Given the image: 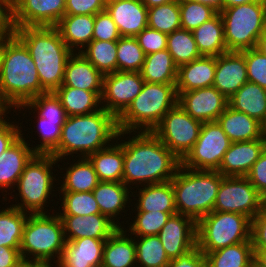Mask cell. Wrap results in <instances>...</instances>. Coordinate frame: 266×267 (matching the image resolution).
Instances as JSON below:
<instances>
[{
    "instance_id": "obj_1",
    "label": "cell",
    "mask_w": 266,
    "mask_h": 267,
    "mask_svg": "<svg viewBox=\"0 0 266 267\" xmlns=\"http://www.w3.org/2000/svg\"><path fill=\"white\" fill-rule=\"evenodd\" d=\"M127 141L120 140L124 151L122 182L142 186L170 181L181 165V160L171 152L152 132L135 131ZM137 133V134H136ZM139 183V184H138Z\"/></svg>"
},
{
    "instance_id": "obj_2",
    "label": "cell",
    "mask_w": 266,
    "mask_h": 267,
    "mask_svg": "<svg viewBox=\"0 0 266 267\" xmlns=\"http://www.w3.org/2000/svg\"><path fill=\"white\" fill-rule=\"evenodd\" d=\"M118 132L117 118L104 108L86 115L67 116L59 144L50 154L61 163L78 152L79 158L88 157L115 142Z\"/></svg>"
},
{
    "instance_id": "obj_3",
    "label": "cell",
    "mask_w": 266,
    "mask_h": 267,
    "mask_svg": "<svg viewBox=\"0 0 266 267\" xmlns=\"http://www.w3.org/2000/svg\"><path fill=\"white\" fill-rule=\"evenodd\" d=\"M46 93L25 45L14 35L5 45L0 72V101L11 112ZM13 107V108H12Z\"/></svg>"
},
{
    "instance_id": "obj_4",
    "label": "cell",
    "mask_w": 266,
    "mask_h": 267,
    "mask_svg": "<svg viewBox=\"0 0 266 267\" xmlns=\"http://www.w3.org/2000/svg\"><path fill=\"white\" fill-rule=\"evenodd\" d=\"M14 35L28 49L39 74L41 87L54 92L64 79L65 66L73 52L56 27L14 28Z\"/></svg>"
},
{
    "instance_id": "obj_5",
    "label": "cell",
    "mask_w": 266,
    "mask_h": 267,
    "mask_svg": "<svg viewBox=\"0 0 266 267\" xmlns=\"http://www.w3.org/2000/svg\"><path fill=\"white\" fill-rule=\"evenodd\" d=\"M222 180L223 175L218 171L194 170L180 165L171 179L177 214L197 222L211 213Z\"/></svg>"
},
{
    "instance_id": "obj_6",
    "label": "cell",
    "mask_w": 266,
    "mask_h": 267,
    "mask_svg": "<svg viewBox=\"0 0 266 267\" xmlns=\"http://www.w3.org/2000/svg\"><path fill=\"white\" fill-rule=\"evenodd\" d=\"M178 102L176 84L144 82L140 94L117 118L119 131H150Z\"/></svg>"
},
{
    "instance_id": "obj_7",
    "label": "cell",
    "mask_w": 266,
    "mask_h": 267,
    "mask_svg": "<svg viewBox=\"0 0 266 267\" xmlns=\"http://www.w3.org/2000/svg\"><path fill=\"white\" fill-rule=\"evenodd\" d=\"M55 214L52 211V214L28 215L20 243L22 259L40 262L45 267L54 266L51 262L55 265L59 262L66 239L63 222L57 212Z\"/></svg>"
},
{
    "instance_id": "obj_8",
    "label": "cell",
    "mask_w": 266,
    "mask_h": 267,
    "mask_svg": "<svg viewBox=\"0 0 266 267\" xmlns=\"http://www.w3.org/2000/svg\"><path fill=\"white\" fill-rule=\"evenodd\" d=\"M56 164L58 160L51 154H35L26 164L15 187L21 203L15 200L16 204L12 206L29 214L50 213L45 208L50 203V195L57 196L52 193L56 189L54 181L57 178L52 172Z\"/></svg>"
},
{
    "instance_id": "obj_9",
    "label": "cell",
    "mask_w": 266,
    "mask_h": 267,
    "mask_svg": "<svg viewBox=\"0 0 266 267\" xmlns=\"http://www.w3.org/2000/svg\"><path fill=\"white\" fill-rule=\"evenodd\" d=\"M219 13L228 52L256 48L266 29V0L224 8Z\"/></svg>"
},
{
    "instance_id": "obj_10",
    "label": "cell",
    "mask_w": 266,
    "mask_h": 267,
    "mask_svg": "<svg viewBox=\"0 0 266 267\" xmlns=\"http://www.w3.org/2000/svg\"><path fill=\"white\" fill-rule=\"evenodd\" d=\"M196 235L199 250L210 253L251 241V219L239 213L212 211L197 221Z\"/></svg>"
},
{
    "instance_id": "obj_11",
    "label": "cell",
    "mask_w": 266,
    "mask_h": 267,
    "mask_svg": "<svg viewBox=\"0 0 266 267\" xmlns=\"http://www.w3.org/2000/svg\"><path fill=\"white\" fill-rule=\"evenodd\" d=\"M202 124L176 104L152 133L182 161L196 143Z\"/></svg>"
},
{
    "instance_id": "obj_12",
    "label": "cell",
    "mask_w": 266,
    "mask_h": 267,
    "mask_svg": "<svg viewBox=\"0 0 266 267\" xmlns=\"http://www.w3.org/2000/svg\"><path fill=\"white\" fill-rule=\"evenodd\" d=\"M230 144V139L217 121L205 122L196 143L181 165L194 170L218 171Z\"/></svg>"
},
{
    "instance_id": "obj_13",
    "label": "cell",
    "mask_w": 266,
    "mask_h": 267,
    "mask_svg": "<svg viewBox=\"0 0 266 267\" xmlns=\"http://www.w3.org/2000/svg\"><path fill=\"white\" fill-rule=\"evenodd\" d=\"M263 199L245 176H223L213 211L239 213L252 220L263 209Z\"/></svg>"
},
{
    "instance_id": "obj_14",
    "label": "cell",
    "mask_w": 266,
    "mask_h": 267,
    "mask_svg": "<svg viewBox=\"0 0 266 267\" xmlns=\"http://www.w3.org/2000/svg\"><path fill=\"white\" fill-rule=\"evenodd\" d=\"M144 82L140 72L116 71L104 75L102 108L118 118L140 94Z\"/></svg>"
},
{
    "instance_id": "obj_15",
    "label": "cell",
    "mask_w": 266,
    "mask_h": 267,
    "mask_svg": "<svg viewBox=\"0 0 266 267\" xmlns=\"http://www.w3.org/2000/svg\"><path fill=\"white\" fill-rule=\"evenodd\" d=\"M66 0H17L12 6L14 28L55 27L65 15Z\"/></svg>"
},
{
    "instance_id": "obj_16",
    "label": "cell",
    "mask_w": 266,
    "mask_h": 267,
    "mask_svg": "<svg viewBox=\"0 0 266 267\" xmlns=\"http://www.w3.org/2000/svg\"><path fill=\"white\" fill-rule=\"evenodd\" d=\"M177 104L202 123L216 121L228 106V99L215 87L177 93Z\"/></svg>"
},
{
    "instance_id": "obj_17",
    "label": "cell",
    "mask_w": 266,
    "mask_h": 267,
    "mask_svg": "<svg viewBox=\"0 0 266 267\" xmlns=\"http://www.w3.org/2000/svg\"><path fill=\"white\" fill-rule=\"evenodd\" d=\"M197 222L186 215L169 217L158 237L169 259H175L197 246Z\"/></svg>"
},
{
    "instance_id": "obj_18",
    "label": "cell",
    "mask_w": 266,
    "mask_h": 267,
    "mask_svg": "<svg viewBox=\"0 0 266 267\" xmlns=\"http://www.w3.org/2000/svg\"><path fill=\"white\" fill-rule=\"evenodd\" d=\"M246 82L247 65L241 52H226L216 57L213 87L229 99Z\"/></svg>"
},
{
    "instance_id": "obj_19",
    "label": "cell",
    "mask_w": 266,
    "mask_h": 267,
    "mask_svg": "<svg viewBox=\"0 0 266 267\" xmlns=\"http://www.w3.org/2000/svg\"><path fill=\"white\" fill-rule=\"evenodd\" d=\"M266 148V139L231 142L218 172L223 176H246Z\"/></svg>"
},
{
    "instance_id": "obj_20",
    "label": "cell",
    "mask_w": 266,
    "mask_h": 267,
    "mask_svg": "<svg viewBox=\"0 0 266 267\" xmlns=\"http://www.w3.org/2000/svg\"><path fill=\"white\" fill-rule=\"evenodd\" d=\"M63 222L66 240L83 237L93 239H108L119 227L107 216L101 213L86 216L59 215Z\"/></svg>"
},
{
    "instance_id": "obj_21",
    "label": "cell",
    "mask_w": 266,
    "mask_h": 267,
    "mask_svg": "<svg viewBox=\"0 0 266 267\" xmlns=\"http://www.w3.org/2000/svg\"><path fill=\"white\" fill-rule=\"evenodd\" d=\"M121 36L135 37L148 27V8L141 0H120L106 6Z\"/></svg>"
},
{
    "instance_id": "obj_22",
    "label": "cell",
    "mask_w": 266,
    "mask_h": 267,
    "mask_svg": "<svg viewBox=\"0 0 266 267\" xmlns=\"http://www.w3.org/2000/svg\"><path fill=\"white\" fill-rule=\"evenodd\" d=\"M105 241L90 237L66 240L62 256L55 267L101 266Z\"/></svg>"
},
{
    "instance_id": "obj_23",
    "label": "cell",
    "mask_w": 266,
    "mask_h": 267,
    "mask_svg": "<svg viewBox=\"0 0 266 267\" xmlns=\"http://www.w3.org/2000/svg\"><path fill=\"white\" fill-rule=\"evenodd\" d=\"M23 134L0 156V190L8 192L18 183L26 164L36 154L23 138Z\"/></svg>"
},
{
    "instance_id": "obj_24",
    "label": "cell",
    "mask_w": 266,
    "mask_h": 267,
    "mask_svg": "<svg viewBox=\"0 0 266 267\" xmlns=\"http://www.w3.org/2000/svg\"><path fill=\"white\" fill-rule=\"evenodd\" d=\"M131 190L132 189L127 187L123 182L100 181L92 191L100 213L107 216L118 227H123L118 221V216L121 215V212L126 213V205L130 200L132 201L130 197H136ZM130 192L132 195L129 194Z\"/></svg>"
},
{
    "instance_id": "obj_25",
    "label": "cell",
    "mask_w": 266,
    "mask_h": 267,
    "mask_svg": "<svg viewBox=\"0 0 266 267\" xmlns=\"http://www.w3.org/2000/svg\"><path fill=\"white\" fill-rule=\"evenodd\" d=\"M104 75L79 52L67 60L63 83L60 87H73L91 92H103Z\"/></svg>"
},
{
    "instance_id": "obj_26",
    "label": "cell",
    "mask_w": 266,
    "mask_h": 267,
    "mask_svg": "<svg viewBox=\"0 0 266 267\" xmlns=\"http://www.w3.org/2000/svg\"><path fill=\"white\" fill-rule=\"evenodd\" d=\"M215 72V56H201L178 67L176 80L177 93L213 86Z\"/></svg>"
},
{
    "instance_id": "obj_27",
    "label": "cell",
    "mask_w": 266,
    "mask_h": 267,
    "mask_svg": "<svg viewBox=\"0 0 266 267\" xmlns=\"http://www.w3.org/2000/svg\"><path fill=\"white\" fill-rule=\"evenodd\" d=\"M125 134L126 132L119 131L115 143L87 157L93 165L99 181L122 182L124 151L121 141L118 142V140L126 136Z\"/></svg>"
},
{
    "instance_id": "obj_28",
    "label": "cell",
    "mask_w": 266,
    "mask_h": 267,
    "mask_svg": "<svg viewBox=\"0 0 266 267\" xmlns=\"http://www.w3.org/2000/svg\"><path fill=\"white\" fill-rule=\"evenodd\" d=\"M94 22L95 15H64L55 27L68 48L76 53L93 40Z\"/></svg>"
},
{
    "instance_id": "obj_29",
    "label": "cell",
    "mask_w": 266,
    "mask_h": 267,
    "mask_svg": "<svg viewBox=\"0 0 266 267\" xmlns=\"http://www.w3.org/2000/svg\"><path fill=\"white\" fill-rule=\"evenodd\" d=\"M119 227L108 239L103 248V267H137L134 237Z\"/></svg>"
},
{
    "instance_id": "obj_30",
    "label": "cell",
    "mask_w": 266,
    "mask_h": 267,
    "mask_svg": "<svg viewBox=\"0 0 266 267\" xmlns=\"http://www.w3.org/2000/svg\"><path fill=\"white\" fill-rule=\"evenodd\" d=\"M231 142L261 139L262 123L245 113L227 106L216 120Z\"/></svg>"
},
{
    "instance_id": "obj_31",
    "label": "cell",
    "mask_w": 266,
    "mask_h": 267,
    "mask_svg": "<svg viewBox=\"0 0 266 267\" xmlns=\"http://www.w3.org/2000/svg\"><path fill=\"white\" fill-rule=\"evenodd\" d=\"M139 191L138 202L135 203L136 211H162L167 212L171 216L177 214L174 199V189L172 182L167 181L157 184L144 185L143 188H137Z\"/></svg>"
},
{
    "instance_id": "obj_32",
    "label": "cell",
    "mask_w": 266,
    "mask_h": 267,
    "mask_svg": "<svg viewBox=\"0 0 266 267\" xmlns=\"http://www.w3.org/2000/svg\"><path fill=\"white\" fill-rule=\"evenodd\" d=\"M228 106L262 123L266 118V89L246 82L228 99Z\"/></svg>"
},
{
    "instance_id": "obj_33",
    "label": "cell",
    "mask_w": 266,
    "mask_h": 267,
    "mask_svg": "<svg viewBox=\"0 0 266 267\" xmlns=\"http://www.w3.org/2000/svg\"><path fill=\"white\" fill-rule=\"evenodd\" d=\"M54 93L59 98L67 116L86 115L102 109V92L59 87Z\"/></svg>"
},
{
    "instance_id": "obj_34",
    "label": "cell",
    "mask_w": 266,
    "mask_h": 267,
    "mask_svg": "<svg viewBox=\"0 0 266 267\" xmlns=\"http://www.w3.org/2000/svg\"><path fill=\"white\" fill-rule=\"evenodd\" d=\"M73 161L75 163L68 167L60 168L65 169L66 173L63 174V183H59L61 186L57 187L58 192H92L100 181L90 160L87 157H78L77 161Z\"/></svg>"
},
{
    "instance_id": "obj_35",
    "label": "cell",
    "mask_w": 266,
    "mask_h": 267,
    "mask_svg": "<svg viewBox=\"0 0 266 267\" xmlns=\"http://www.w3.org/2000/svg\"><path fill=\"white\" fill-rule=\"evenodd\" d=\"M193 32L197 49L201 56H219L227 51L224 37V26L217 13L213 18L204 22Z\"/></svg>"
},
{
    "instance_id": "obj_36",
    "label": "cell",
    "mask_w": 266,
    "mask_h": 267,
    "mask_svg": "<svg viewBox=\"0 0 266 267\" xmlns=\"http://www.w3.org/2000/svg\"><path fill=\"white\" fill-rule=\"evenodd\" d=\"M178 67L167 49L146 55L141 77L148 83L176 84Z\"/></svg>"
},
{
    "instance_id": "obj_37",
    "label": "cell",
    "mask_w": 266,
    "mask_h": 267,
    "mask_svg": "<svg viewBox=\"0 0 266 267\" xmlns=\"http://www.w3.org/2000/svg\"><path fill=\"white\" fill-rule=\"evenodd\" d=\"M203 254L207 267H254L252 241L240 242Z\"/></svg>"
},
{
    "instance_id": "obj_38",
    "label": "cell",
    "mask_w": 266,
    "mask_h": 267,
    "mask_svg": "<svg viewBox=\"0 0 266 267\" xmlns=\"http://www.w3.org/2000/svg\"><path fill=\"white\" fill-rule=\"evenodd\" d=\"M28 215L12 205L0 210V246L20 249Z\"/></svg>"
},
{
    "instance_id": "obj_39",
    "label": "cell",
    "mask_w": 266,
    "mask_h": 267,
    "mask_svg": "<svg viewBox=\"0 0 266 267\" xmlns=\"http://www.w3.org/2000/svg\"><path fill=\"white\" fill-rule=\"evenodd\" d=\"M79 52L103 75L117 71V41L92 40Z\"/></svg>"
},
{
    "instance_id": "obj_40",
    "label": "cell",
    "mask_w": 266,
    "mask_h": 267,
    "mask_svg": "<svg viewBox=\"0 0 266 267\" xmlns=\"http://www.w3.org/2000/svg\"><path fill=\"white\" fill-rule=\"evenodd\" d=\"M134 242L137 267H167L170 263L158 235L134 237Z\"/></svg>"
},
{
    "instance_id": "obj_41",
    "label": "cell",
    "mask_w": 266,
    "mask_h": 267,
    "mask_svg": "<svg viewBox=\"0 0 266 267\" xmlns=\"http://www.w3.org/2000/svg\"><path fill=\"white\" fill-rule=\"evenodd\" d=\"M166 49L172 55L177 67L201 57L193 32L184 29L168 34Z\"/></svg>"
},
{
    "instance_id": "obj_42",
    "label": "cell",
    "mask_w": 266,
    "mask_h": 267,
    "mask_svg": "<svg viewBox=\"0 0 266 267\" xmlns=\"http://www.w3.org/2000/svg\"><path fill=\"white\" fill-rule=\"evenodd\" d=\"M148 27L166 34L181 29L179 0L148 8Z\"/></svg>"
},
{
    "instance_id": "obj_43",
    "label": "cell",
    "mask_w": 266,
    "mask_h": 267,
    "mask_svg": "<svg viewBox=\"0 0 266 267\" xmlns=\"http://www.w3.org/2000/svg\"><path fill=\"white\" fill-rule=\"evenodd\" d=\"M145 57L135 37L121 36L117 41V71L140 72Z\"/></svg>"
},
{
    "instance_id": "obj_44",
    "label": "cell",
    "mask_w": 266,
    "mask_h": 267,
    "mask_svg": "<svg viewBox=\"0 0 266 267\" xmlns=\"http://www.w3.org/2000/svg\"><path fill=\"white\" fill-rule=\"evenodd\" d=\"M61 200L62 212L58 215L86 216L100 213L93 192H58Z\"/></svg>"
},
{
    "instance_id": "obj_45",
    "label": "cell",
    "mask_w": 266,
    "mask_h": 267,
    "mask_svg": "<svg viewBox=\"0 0 266 267\" xmlns=\"http://www.w3.org/2000/svg\"><path fill=\"white\" fill-rule=\"evenodd\" d=\"M24 111V108L36 112L40 117L51 121H66L67 115L59 98L54 92H46L37 95L28 103L18 106L16 109Z\"/></svg>"
},
{
    "instance_id": "obj_46",
    "label": "cell",
    "mask_w": 266,
    "mask_h": 267,
    "mask_svg": "<svg viewBox=\"0 0 266 267\" xmlns=\"http://www.w3.org/2000/svg\"><path fill=\"white\" fill-rule=\"evenodd\" d=\"M135 215V219L132 223L130 222L129 230L127 231L131 235H135L134 237L158 235L171 216L169 213L162 211H137Z\"/></svg>"
},
{
    "instance_id": "obj_47",
    "label": "cell",
    "mask_w": 266,
    "mask_h": 267,
    "mask_svg": "<svg viewBox=\"0 0 266 267\" xmlns=\"http://www.w3.org/2000/svg\"><path fill=\"white\" fill-rule=\"evenodd\" d=\"M181 29L194 31L218 12L212 7L189 0H179Z\"/></svg>"
},
{
    "instance_id": "obj_48",
    "label": "cell",
    "mask_w": 266,
    "mask_h": 267,
    "mask_svg": "<svg viewBox=\"0 0 266 267\" xmlns=\"http://www.w3.org/2000/svg\"><path fill=\"white\" fill-rule=\"evenodd\" d=\"M37 131L41 137L40 144H36L32 147V150L36 154H50L59 144L61 138V130L65 121H51L42 118L38 115Z\"/></svg>"
},
{
    "instance_id": "obj_49",
    "label": "cell",
    "mask_w": 266,
    "mask_h": 267,
    "mask_svg": "<svg viewBox=\"0 0 266 267\" xmlns=\"http://www.w3.org/2000/svg\"><path fill=\"white\" fill-rule=\"evenodd\" d=\"M247 65L248 82L266 89V57L256 48L241 51Z\"/></svg>"
},
{
    "instance_id": "obj_50",
    "label": "cell",
    "mask_w": 266,
    "mask_h": 267,
    "mask_svg": "<svg viewBox=\"0 0 266 267\" xmlns=\"http://www.w3.org/2000/svg\"><path fill=\"white\" fill-rule=\"evenodd\" d=\"M120 37L117 25L106 9L95 14L93 40L118 41Z\"/></svg>"
},
{
    "instance_id": "obj_51",
    "label": "cell",
    "mask_w": 266,
    "mask_h": 267,
    "mask_svg": "<svg viewBox=\"0 0 266 267\" xmlns=\"http://www.w3.org/2000/svg\"><path fill=\"white\" fill-rule=\"evenodd\" d=\"M168 34L146 27L135 36L138 44L146 55L167 48Z\"/></svg>"
},
{
    "instance_id": "obj_52",
    "label": "cell",
    "mask_w": 266,
    "mask_h": 267,
    "mask_svg": "<svg viewBox=\"0 0 266 267\" xmlns=\"http://www.w3.org/2000/svg\"><path fill=\"white\" fill-rule=\"evenodd\" d=\"M105 9L102 0H66L65 15H95Z\"/></svg>"
},
{
    "instance_id": "obj_53",
    "label": "cell",
    "mask_w": 266,
    "mask_h": 267,
    "mask_svg": "<svg viewBox=\"0 0 266 267\" xmlns=\"http://www.w3.org/2000/svg\"><path fill=\"white\" fill-rule=\"evenodd\" d=\"M245 177L263 197L266 196V148Z\"/></svg>"
},
{
    "instance_id": "obj_54",
    "label": "cell",
    "mask_w": 266,
    "mask_h": 267,
    "mask_svg": "<svg viewBox=\"0 0 266 267\" xmlns=\"http://www.w3.org/2000/svg\"><path fill=\"white\" fill-rule=\"evenodd\" d=\"M6 116L8 115H4V117L0 119V156L21 136L22 133V126L14 124V122L9 121V119L6 120Z\"/></svg>"
},
{
    "instance_id": "obj_55",
    "label": "cell",
    "mask_w": 266,
    "mask_h": 267,
    "mask_svg": "<svg viewBox=\"0 0 266 267\" xmlns=\"http://www.w3.org/2000/svg\"><path fill=\"white\" fill-rule=\"evenodd\" d=\"M167 267H207L203 252L196 246L178 258L171 259Z\"/></svg>"
},
{
    "instance_id": "obj_56",
    "label": "cell",
    "mask_w": 266,
    "mask_h": 267,
    "mask_svg": "<svg viewBox=\"0 0 266 267\" xmlns=\"http://www.w3.org/2000/svg\"><path fill=\"white\" fill-rule=\"evenodd\" d=\"M251 241L253 247H266V211L264 209L251 220Z\"/></svg>"
},
{
    "instance_id": "obj_57",
    "label": "cell",
    "mask_w": 266,
    "mask_h": 267,
    "mask_svg": "<svg viewBox=\"0 0 266 267\" xmlns=\"http://www.w3.org/2000/svg\"><path fill=\"white\" fill-rule=\"evenodd\" d=\"M12 33H14L12 6L5 0H0V37Z\"/></svg>"
},
{
    "instance_id": "obj_58",
    "label": "cell",
    "mask_w": 266,
    "mask_h": 267,
    "mask_svg": "<svg viewBox=\"0 0 266 267\" xmlns=\"http://www.w3.org/2000/svg\"><path fill=\"white\" fill-rule=\"evenodd\" d=\"M21 259L20 249L0 246V267H14Z\"/></svg>"
},
{
    "instance_id": "obj_59",
    "label": "cell",
    "mask_w": 266,
    "mask_h": 267,
    "mask_svg": "<svg viewBox=\"0 0 266 267\" xmlns=\"http://www.w3.org/2000/svg\"><path fill=\"white\" fill-rule=\"evenodd\" d=\"M253 266L266 267V247H253Z\"/></svg>"
},
{
    "instance_id": "obj_60",
    "label": "cell",
    "mask_w": 266,
    "mask_h": 267,
    "mask_svg": "<svg viewBox=\"0 0 266 267\" xmlns=\"http://www.w3.org/2000/svg\"><path fill=\"white\" fill-rule=\"evenodd\" d=\"M193 2H198L201 4L208 5L216 10L218 13L223 9V0H189Z\"/></svg>"
},
{
    "instance_id": "obj_61",
    "label": "cell",
    "mask_w": 266,
    "mask_h": 267,
    "mask_svg": "<svg viewBox=\"0 0 266 267\" xmlns=\"http://www.w3.org/2000/svg\"><path fill=\"white\" fill-rule=\"evenodd\" d=\"M14 267H45L42 263L34 260L21 259Z\"/></svg>"
},
{
    "instance_id": "obj_62",
    "label": "cell",
    "mask_w": 266,
    "mask_h": 267,
    "mask_svg": "<svg viewBox=\"0 0 266 267\" xmlns=\"http://www.w3.org/2000/svg\"><path fill=\"white\" fill-rule=\"evenodd\" d=\"M256 49L266 57V29L265 32L258 38Z\"/></svg>"
},
{
    "instance_id": "obj_63",
    "label": "cell",
    "mask_w": 266,
    "mask_h": 267,
    "mask_svg": "<svg viewBox=\"0 0 266 267\" xmlns=\"http://www.w3.org/2000/svg\"><path fill=\"white\" fill-rule=\"evenodd\" d=\"M256 1H260V0H223V9L228 8V7H233L236 5L256 2Z\"/></svg>"
},
{
    "instance_id": "obj_64",
    "label": "cell",
    "mask_w": 266,
    "mask_h": 267,
    "mask_svg": "<svg viewBox=\"0 0 266 267\" xmlns=\"http://www.w3.org/2000/svg\"><path fill=\"white\" fill-rule=\"evenodd\" d=\"M13 36H14V33H12L11 35H4L0 37V72H1L2 57H3L5 45Z\"/></svg>"
},
{
    "instance_id": "obj_65",
    "label": "cell",
    "mask_w": 266,
    "mask_h": 267,
    "mask_svg": "<svg viewBox=\"0 0 266 267\" xmlns=\"http://www.w3.org/2000/svg\"><path fill=\"white\" fill-rule=\"evenodd\" d=\"M147 8L167 4L176 0H141Z\"/></svg>"
},
{
    "instance_id": "obj_66",
    "label": "cell",
    "mask_w": 266,
    "mask_h": 267,
    "mask_svg": "<svg viewBox=\"0 0 266 267\" xmlns=\"http://www.w3.org/2000/svg\"><path fill=\"white\" fill-rule=\"evenodd\" d=\"M8 111V112H7ZM9 113V110L0 101V119Z\"/></svg>"
},
{
    "instance_id": "obj_67",
    "label": "cell",
    "mask_w": 266,
    "mask_h": 267,
    "mask_svg": "<svg viewBox=\"0 0 266 267\" xmlns=\"http://www.w3.org/2000/svg\"><path fill=\"white\" fill-rule=\"evenodd\" d=\"M262 134H263V137L266 139V118L262 122Z\"/></svg>"
},
{
    "instance_id": "obj_68",
    "label": "cell",
    "mask_w": 266,
    "mask_h": 267,
    "mask_svg": "<svg viewBox=\"0 0 266 267\" xmlns=\"http://www.w3.org/2000/svg\"><path fill=\"white\" fill-rule=\"evenodd\" d=\"M102 1H103V3L105 4V6H107V5L110 4V3L118 2V1H120V0H102Z\"/></svg>"
},
{
    "instance_id": "obj_69",
    "label": "cell",
    "mask_w": 266,
    "mask_h": 267,
    "mask_svg": "<svg viewBox=\"0 0 266 267\" xmlns=\"http://www.w3.org/2000/svg\"><path fill=\"white\" fill-rule=\"evenodd\" d=\"M5 1L9 3L11 6H13L17 0H5Z\"/></svg>"
},
{
    "instance_id": "obj_70",
    "label": "cell",
    "mask_w": 266,
    "mask_h": 267,
    "mask_svg": "<svg viewBox=\"0 0 266 267\" xmlns=\"http://www.w3.org/2000/svg\"><path fill=\"white\" fill-rule=\"evenodd\" d=\"M263 209L266 211V196L263 199Z\"/></svg>"
}]
</instances>
